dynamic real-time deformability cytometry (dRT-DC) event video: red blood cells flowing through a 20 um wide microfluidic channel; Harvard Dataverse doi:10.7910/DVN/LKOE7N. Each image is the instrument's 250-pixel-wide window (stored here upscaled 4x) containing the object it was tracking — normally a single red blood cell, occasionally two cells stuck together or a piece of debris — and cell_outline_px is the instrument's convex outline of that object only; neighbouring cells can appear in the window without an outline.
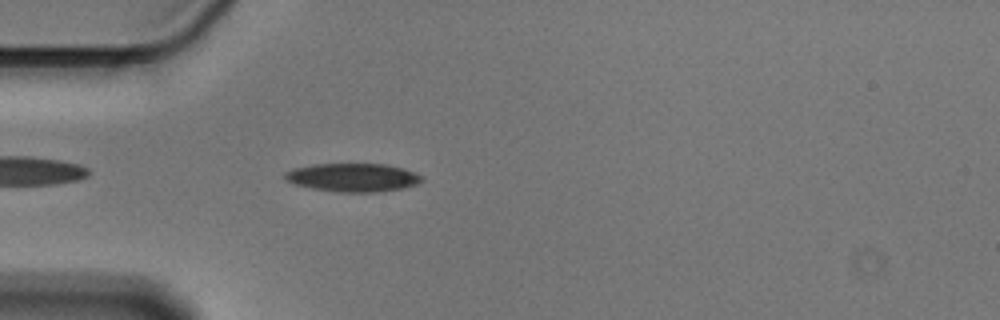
{"species": "Egyptian fruit bat (a non-hibernating species)", "species_latin": "Rousettus aegyptiacus", "temperature_condition": "cold", "stored_images_in_passage": 43, "camera_frame_rate_fps": 3000, "um_per_image_px": 0.085, "animal": {"sex": "male"}, "frame": {"image": 1, "passage_image": 3, "time_ms": 0.667, "image_size_px": [1000, 320], "cell_outline_px": [[424, 180], [416, 184], [404, 188], [376, 192], [340, 192], [312, 188], [296, 184], [288, 180], [284, 176], [284, 172], [292, 168], [312, 164], [384, 164], [404, 168], [416, 172], [424, 176]], "centroid_in_image_um": [30.04, 15.08], "position_along_channel_um": 55.0, "area_um2": 22.72}}
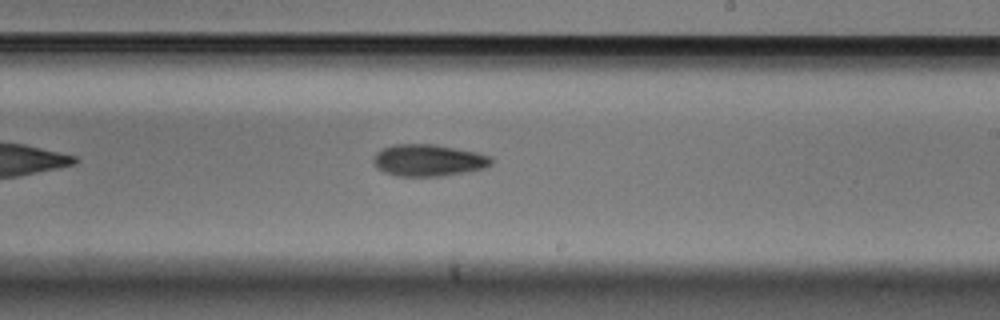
{"frame": {"image": 2, "passage_image": 20, "time_ms": 6.333, "image_size_px": [1000, 320], "cell_outline_px": [[496, 160], [492, 164], [484, 168], [444, 176], [396, 176], [384, 172], [376, 168], [372, 160], [376, 152], [392, 144], [432, 144], [476, 152], [492, 156]], "centroid_in_image_um": [36.42, 13.63], "position_along_channel_um": 252.6, "area_um2": 22.02}}
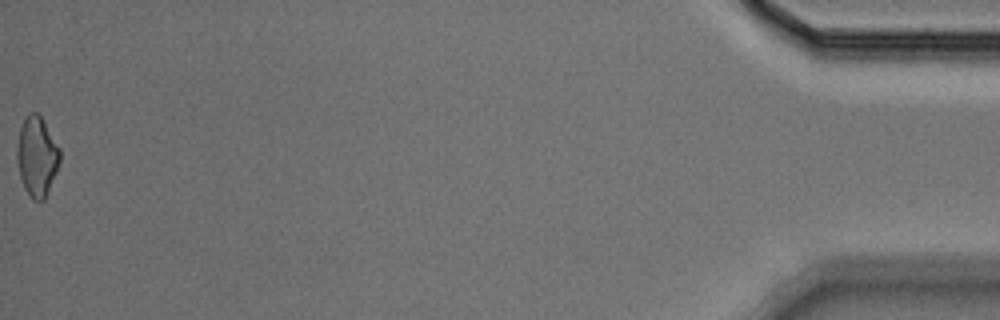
{"frame": {"image": 3, "passage_image": 43, "time_ms": 14.0, "image_size_px": [1000, 320], "cell_outline_px": [[60, 160], [56, 172], [48, 192], [44, 200], [40, 204], [32, 200], [24, 188], [20, 176], [16, 160], [16, 148], [20, 128], [28, 112], [36, 112], [44, 120], [60, 148]], "centroid_in_image_um": [3.13, 13.32], "position_along_channel_um": 432.1, "area_um2": 20.23}, "authors_computed_cell_mechanics": {"area_um2": 21.386, "velocity_mm_per_s": 3.5926, "shape_relaxation_time_tau1_ms": 3.1512, "shape_relaxation_time_tau2_ms": null, "deformation_change_tau1": 0.1049, "deformation_change_tau2": null}}